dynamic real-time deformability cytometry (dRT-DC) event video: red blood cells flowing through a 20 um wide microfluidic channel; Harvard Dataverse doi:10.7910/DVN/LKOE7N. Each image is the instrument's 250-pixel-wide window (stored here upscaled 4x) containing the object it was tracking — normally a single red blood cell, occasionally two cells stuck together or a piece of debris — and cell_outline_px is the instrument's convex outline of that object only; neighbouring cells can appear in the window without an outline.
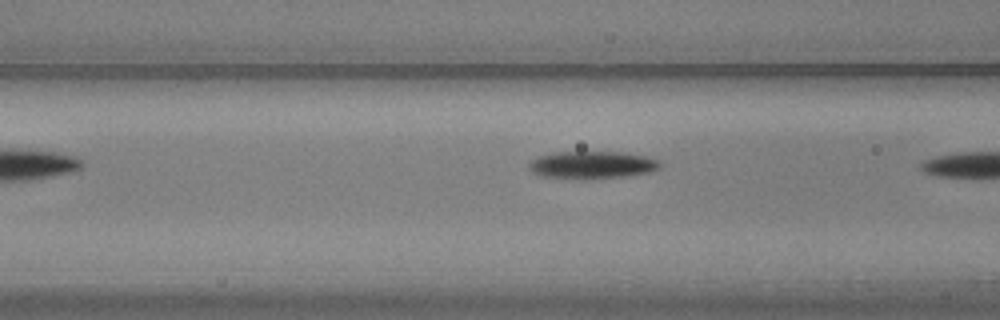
{"species": "common noctule bat (a hibernating species)", "species_latin": "Nyctalus noctula", "temperature_condition": "warm", "stored_images_in_passage": 8, "camera_frame_rate_fps": 3000, "um_per_image_px": 0.085, "animal": {"sex": "male", "body_mass_g": 20.5, "forearm_length_mm": 52.5}, "frame": {"image": 1, "passage_image": 7, "time_ms": 2.0, "image_size_px": [1000, 320], "cell_outline_px": [[660, 164], [656, 168], [648, 172], [624, 176], [588, 180], [580, 180], [540, 176], [532, 172], [528, 168], [528, 164], [532, 160], [540, 156], [552, 152], [624, 152], [644, 156], [656, 160]], "centroid_in_image_um": [50.23, 14.03], "position_along_channel_um": 116.4, "area_um2": 21.04}}